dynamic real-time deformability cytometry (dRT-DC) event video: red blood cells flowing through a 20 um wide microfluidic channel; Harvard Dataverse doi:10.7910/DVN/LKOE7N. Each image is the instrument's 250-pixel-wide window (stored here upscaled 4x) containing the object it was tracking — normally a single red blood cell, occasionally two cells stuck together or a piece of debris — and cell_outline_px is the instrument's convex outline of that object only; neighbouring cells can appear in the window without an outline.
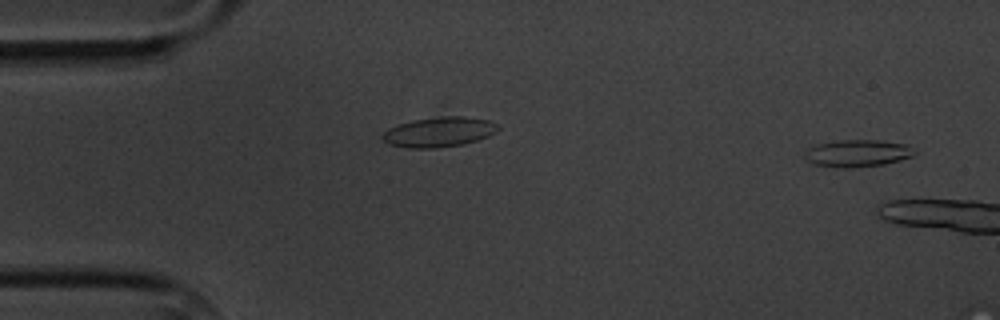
{"species": "common noctule bat (a hibernating species)", "species_latin": "Nyctalus noctula", "temperature_condition": "cold", "stored_images_in_passage": 4, "segment_of_instrument_passage": [2, 2], "camera_frame_rate_fps": 3000, "um_per_image_px": 0.085, "animal": {"sex": "male", "body_mass_g": 20.1, "forearm_length_mm": 53.5}, "frame": {"image": 1, "passage_image": 4, "time_ms": 4.333, "image_size_px": [1000, 320], "cell_outline_px": [[916, 152], [912, 156], [900, 160], [884, 164], [852, 168], [832, 168], [812, 164], [804, 156], [804, 152], [808, 148], [816, 144], [836, 140], [880, 140], [908, 144]], "centroid_in_image_um": [72.85, 13.03], "position_along_channel_um": 12.1, "area_um2": 17.69}}